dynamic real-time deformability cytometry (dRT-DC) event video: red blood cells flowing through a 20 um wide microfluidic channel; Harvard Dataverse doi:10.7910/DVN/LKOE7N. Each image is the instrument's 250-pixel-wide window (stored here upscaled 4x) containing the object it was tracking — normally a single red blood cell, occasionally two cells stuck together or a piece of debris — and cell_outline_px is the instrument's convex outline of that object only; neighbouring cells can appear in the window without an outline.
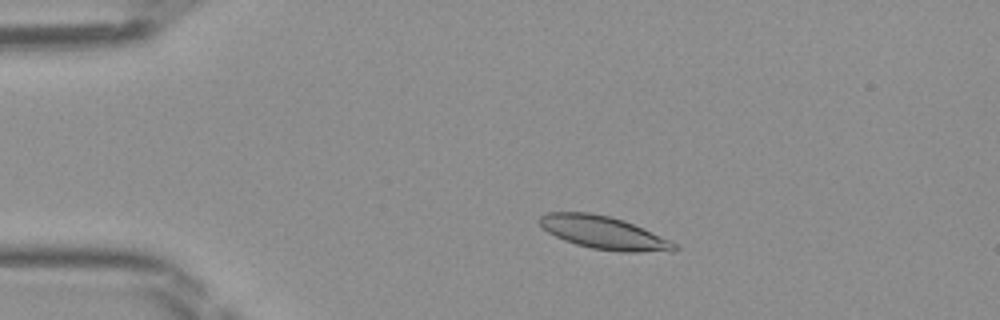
{"species": "Egyptian fruit bat (a non-hibernating species)", "species_latin": "Rousettus aegyptiacus", "temperature_condition": "room temperature", "stored_images_in_passage": 40, "camera_frame_rate_fps": 3000, "um_per_image_px": 0.085, "frame": {"image": 1, "passage_image": 2, "time_ms": 0.333, "image_size_px": [1000, 320], "cell_outline_px": [[680, 248], [672, 252], [624, 252], [592, 248], [576, 244], [564, 240], [548, 232], [540, 224], [540, 216], [548, 212], [588, 212], [608, 216], [624, 220], [680, 244]], "centroid_in_image_um": [51.4, 19.79], "position_along_channel_um": 33.6, "area_um2": 25.89}}
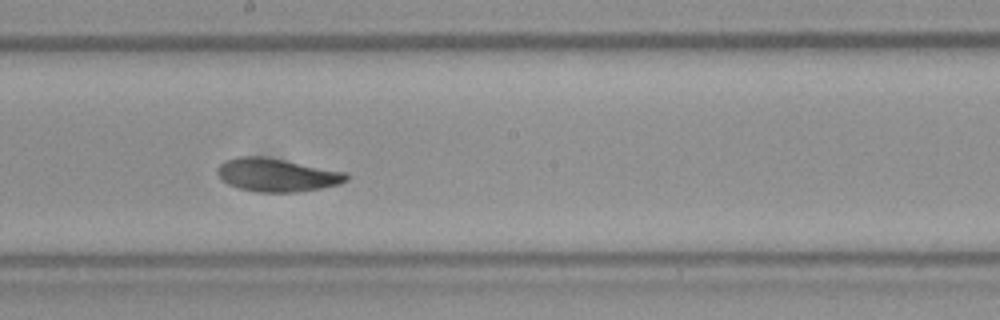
{"frame": {"image": 2, "passage_image": 19, "time_ms": 6.0, "image_size_px": [1000, 320], "cell_outline_px": [[348, 180], [340, 184], [320, 188], [296, 192], [260, 192], [240, 188], [228, 184], [216, 172], [216, 168], [224, 160], [240, 156], [260, 156], [284, 160], [348, 172]], "centroid_in_image_um": [23.55, 14.86], "position_along_channel_um": 224.7, "area_um2": 24.85}}
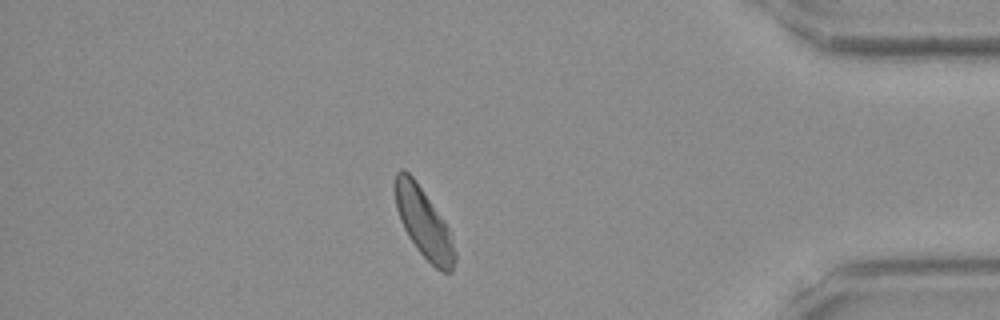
{"frame": {"image": 3, "passage_image": 34, "time_ms": 11.0, "image_size_px": [1000, 320], "cell_outline_px": [[456, 260], [452, 272], [444, 272], [436, 268], [420, 252], [408, 236], [400, 220], [396, 208], [396, 172], [400, 168], [404, 168], [412, 176], [448, 228], [456, 252]], "centroid_in_image_um": [36.02, 18.98], "position_along_channel_um": 399.2, "area_um2": 23.47}}